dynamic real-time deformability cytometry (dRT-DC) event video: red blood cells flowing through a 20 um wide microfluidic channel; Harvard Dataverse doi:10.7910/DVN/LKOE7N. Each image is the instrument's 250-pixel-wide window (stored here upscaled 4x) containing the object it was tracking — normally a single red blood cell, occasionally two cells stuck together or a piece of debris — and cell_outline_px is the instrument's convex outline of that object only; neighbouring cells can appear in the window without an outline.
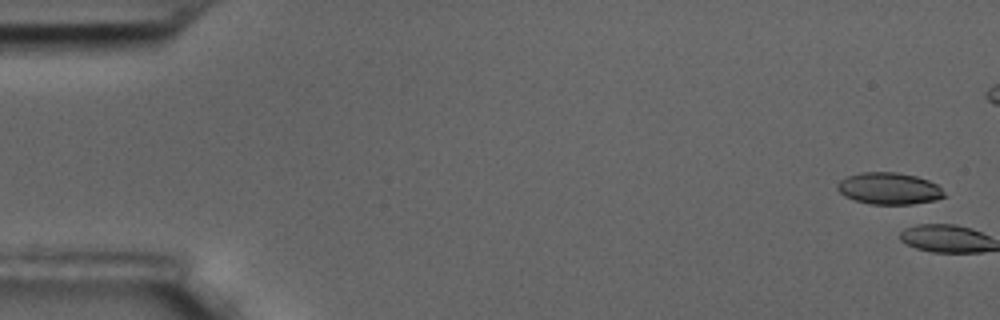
{"species": "common noctule bat (a hibernating species)", "species_latin": "Nyctalus noctula", "temperature_condition": "room temperature", "stored_images_in_passage": 17, "camera_frame_rate_fps": 3000, "um_per_image_px": 0.085, "animal": {"sex": "male", "body_mass_g": 17.5, "forearm_length_mm": 52.3}, "frame": {"image": 1, "passage_image": 1, "time_ms": 0.0, "image_size_px": [1000, 320], "cell_outline_px": [[948, 196], [936, 200], [912, 204], [868, 204], [844, 196], [836, 188], [836, 184], [840, 180], [848, 176], [860, 172], [896, 172], [916, 176], [928, 180], [936, 184]], "centroid_in_image_um": [75.57, 16.02], "position_along_channel_um": 9.4, "area_um2": 19.88}}
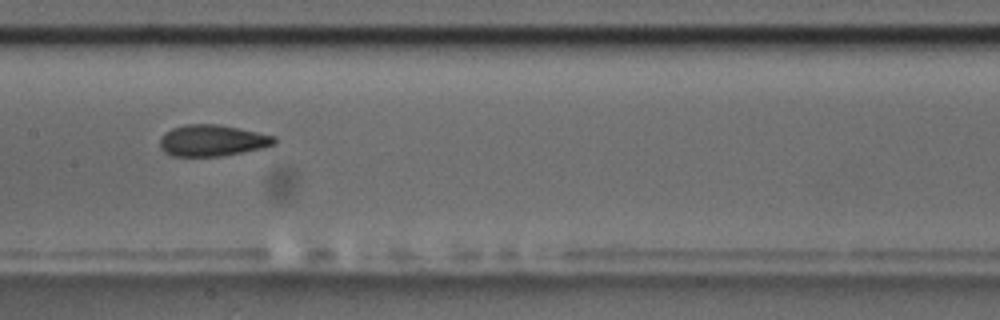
{"frame": {"image": 2, "passage_image": 10, "time_ms": 3.0, "image_size_px": [1000, 320], "cell_outline_px": [[276, 140], [272, 144], [264, 148], [220, 156], [172, 156], [164, 152], [160, 148], [160, 136], [172, 128], [184, 124], [216, 124], [276, 136]], "centroid_in_image_um": [18.0, 11.95], "position_along_channel_um": 189.4, "area_um2": 20.81}}
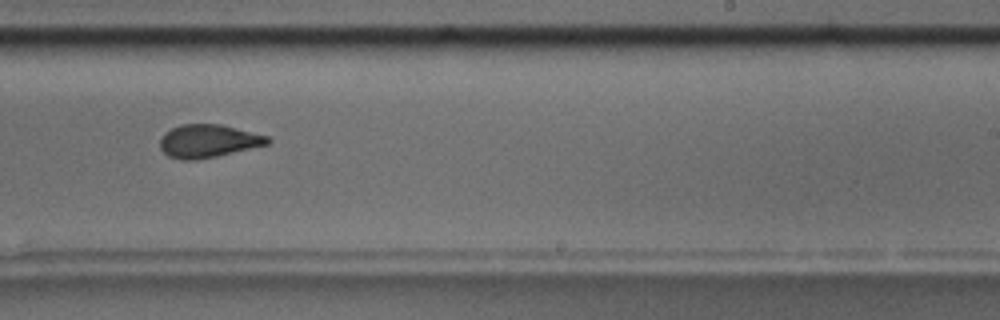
{"frame": {"image": 3, "passage_image": 12, "time_ms": 3.667, "image_size_px": [1000, 320], "cell_outline_px": [[272, 140], [268, 144], [216, 156], [196, 160], [180, 160], [168, 156], [160, 148], [160, 140], [164, 132], [180, 124], [220, 124], [268, 136]], "centroid_in_image_um": [17.67, 11.99], "position_along_channel_um": 271.3, "area_um2": 20.63}}